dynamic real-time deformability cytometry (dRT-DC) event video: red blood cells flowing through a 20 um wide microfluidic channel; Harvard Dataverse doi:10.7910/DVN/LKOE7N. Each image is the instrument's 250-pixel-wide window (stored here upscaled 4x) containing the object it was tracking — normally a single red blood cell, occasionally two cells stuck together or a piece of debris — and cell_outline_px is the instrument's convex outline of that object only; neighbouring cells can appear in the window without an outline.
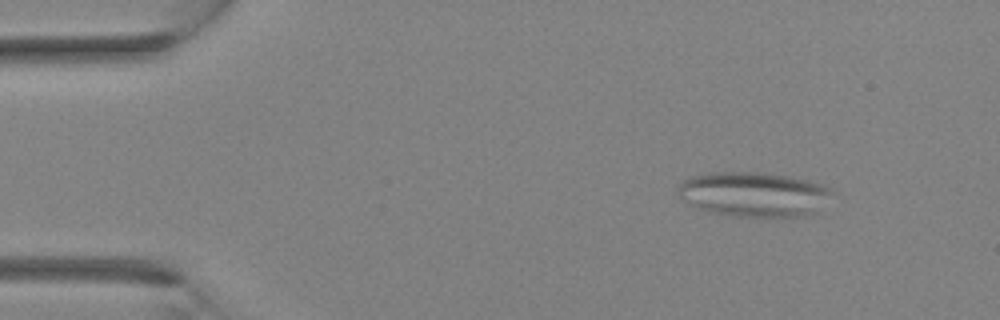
{"species": "Egyptian fruit bat (a non-hibernating species)", "species_latin": "Rousettus aegyptiacus", "temperature_condition": "room temperature", "stored_images_in_passage": 9, "camera_frame_rate_fps": 3000, "um_per_image_px": 0.085, "animal": {"sex": "female"}, "frame": {"image": 1, "passage_image": 1, "time_ms": 0.0, "image_size_px": [1000, 320], "cell_outline_px": [[832, 192], [816, 212], [808, 216], [728, 216], [708, 212], [696, 208], [680, 200], [676, 192], [680, 184], [684, 180], [692, 176], [712, 172], [764, 172], [788, 176], [808, 180], [832, 188]], "centroid_in_image_um": [64.0, 16.51], "position_along_channel_um": 21.0, "area_um2": 40.4}}